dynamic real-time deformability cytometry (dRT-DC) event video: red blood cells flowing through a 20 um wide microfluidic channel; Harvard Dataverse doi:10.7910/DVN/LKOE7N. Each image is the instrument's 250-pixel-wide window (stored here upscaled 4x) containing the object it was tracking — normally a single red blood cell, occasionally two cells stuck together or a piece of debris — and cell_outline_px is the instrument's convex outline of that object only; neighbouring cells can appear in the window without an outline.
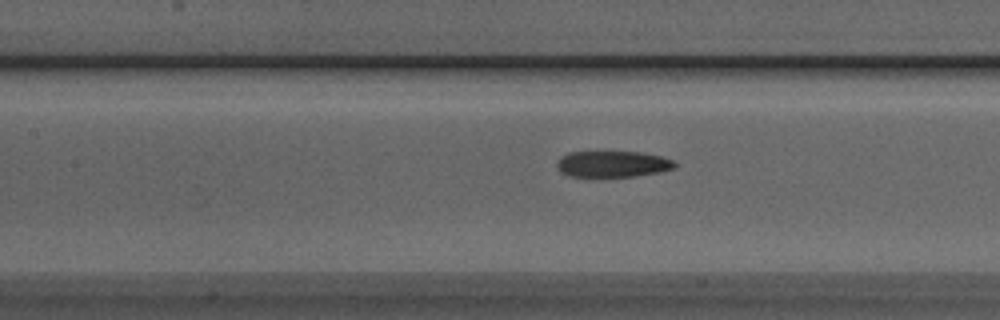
{"species": "Egyptian fruit bat (a non-hibernating species)", "species_latin": "Rousettus aegyptiacus", "temperature_condition": "room temperature", "stored_images_in_passage": 28, "camera_frame_rate_fps": 3000, "um_per_image_px": 0.085, "animal": {"sex": "male"}, "frame": {"image": 1, "passage_image": 5, "time_ms": 1.333, "image_size_px": [1000, 320], "cell_outline_px": [[676, 168], [660, 172], [632, 176], [568, 176], [560, 172], [556, 168], [556, 164], [560, 156], [568, 152], [640, 152], [660, 156], [672, 160], [676, 164]], "centroid_in_image_um": [52.03, 13.94], "position_along_channel_um": 155.4, "area_um2": 17.98}}
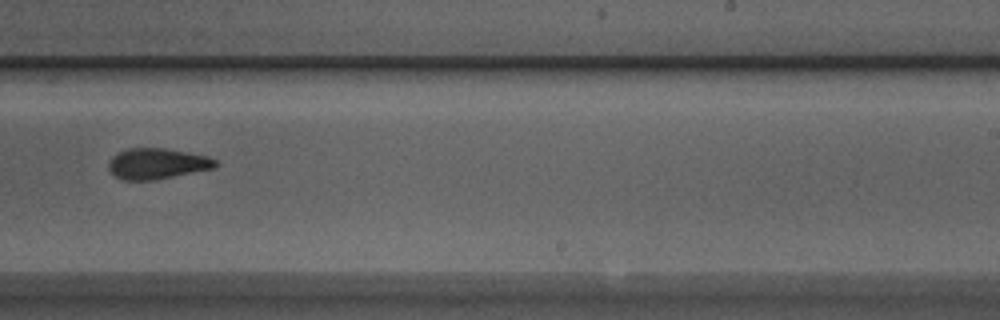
{"frame": {"image": 2, "passage_image": 14, "time_ms": 4.333, "image_size_px": [1000, 320], "cell_outline_px": [[220, 164], [216, 168], [152, 180], [124, 180], [116, 176], [108, 168], [108, 164], [112, 156], [128, 148], [164, 148], [188, 152], [208, 156], [216, 160]], "centroid_in_image_um": [13.39, 13.9], "position_along_channel_um": 275.6, "area_um2": 19.13}}
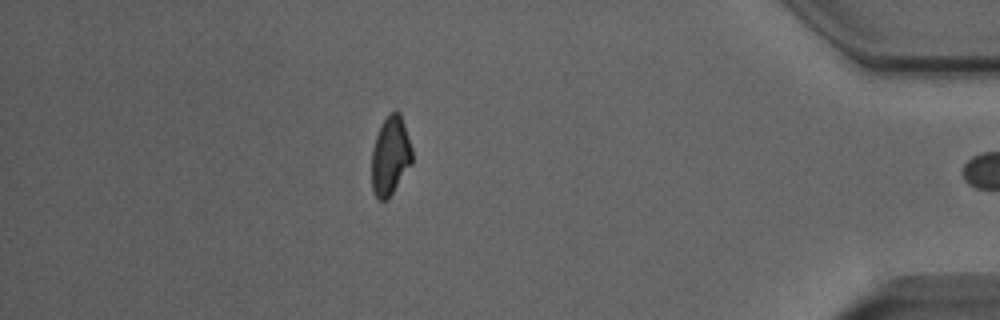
{"frame": {"image": 3, "passage_image": 27, "time_ms": 8.667, "image_size_px": [1000, 320], "cell_outline_px": [[412, 164], [388, 200], [380, 200], [372, 192], [372, 148], [376, 136], [388, 112], [396, 108], [400, 112], [412, 148]], "centroid_in_image_um": [33.19, 13.24], "position_along_channel_um": 402.0, "area_um2": 18.79}, "authors_computed_cell_mechanics": {"area_um2": 19.7965, "velocity_mm_per_s": 4.0177, "shape_relaxation_time_tau1_ms": 3.8812, "shape_relaxation_time_tau2_ms": 1.748, "deformation_change_tau1": 0.1159, "deformation_change_tau2": 0.0653}}